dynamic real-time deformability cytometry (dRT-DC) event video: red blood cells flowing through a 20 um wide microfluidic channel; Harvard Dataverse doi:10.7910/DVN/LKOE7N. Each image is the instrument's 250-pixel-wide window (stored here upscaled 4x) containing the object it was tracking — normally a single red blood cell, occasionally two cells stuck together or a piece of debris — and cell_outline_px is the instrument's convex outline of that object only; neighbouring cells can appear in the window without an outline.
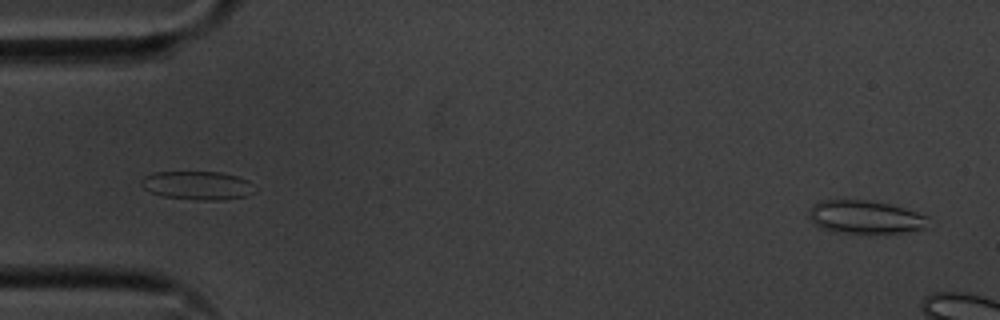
{"species": "common noctule bat (a hibernating species)", "species_latin": "Nyctalus noctula", "temperature_condition": "cold", "stored_images_in_passage": 8, "camera_frame_rate_fps": 3000, "um_per_image_px": 0.085, "animal": {"sex": "male", "body_mass_g": 20.1, "forearm_length_mm": 53.5}, "frame": {"image": 1, "passage_image": 2, "time_ms": 0.333, "image_size_px": [1000, 320], "cell_outline_px": [[928, 228], [908, 232], [832, 232], [820, 228], [808, 216], [808, 212], [812, 204], [820, 200], [868, 200], [888, 204], [904, 208], [928, 216]], "centroid_in_image_um": [73.53, 18.44], "position_along_channel_um": 11.5, "area_um2": 23.0}}